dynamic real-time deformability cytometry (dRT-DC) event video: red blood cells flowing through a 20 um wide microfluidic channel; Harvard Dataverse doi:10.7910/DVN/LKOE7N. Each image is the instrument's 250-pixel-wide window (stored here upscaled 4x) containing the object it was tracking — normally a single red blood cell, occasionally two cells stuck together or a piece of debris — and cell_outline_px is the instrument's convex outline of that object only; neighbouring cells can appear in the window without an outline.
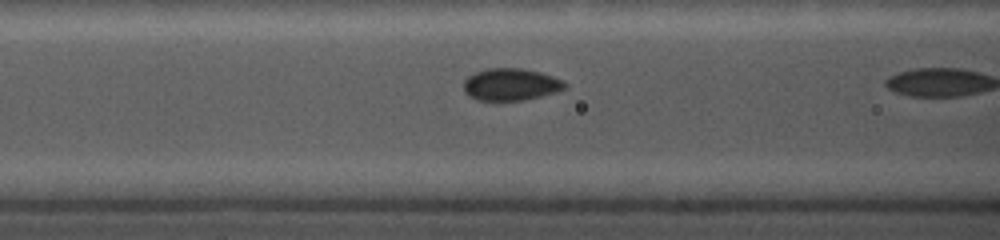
{"species": "common noctule bat (a hibernating species)", "species_latin": "Nyctalus noctula", "temperature_condition": "cold", "stored_images_in_passage": 8, "camera_frame_rate_fps": 5000, "um_per_image_px": 0.085, "animal": {"sex": "female", "body_mass_g": 19.0, "forearm_length_mm": 56.7}, "frame": {"image": 1, "passage_image": 7, "time_ms": 2.2, "image_size_px": [1000, 240], "cell_outline_px": [[568, 84], [564, 88], [556, 92], [524, 100], [476, 100], [468, 96], [464, 92], [464, 80], [468, 76], [476, 72], [488, 68], [520, 68], [540, 72], [564, 80]], "centroid_in_image_um": [43.41, 7.18], "position_along_channel_um": 123.2, "area_um2": 18.96}}